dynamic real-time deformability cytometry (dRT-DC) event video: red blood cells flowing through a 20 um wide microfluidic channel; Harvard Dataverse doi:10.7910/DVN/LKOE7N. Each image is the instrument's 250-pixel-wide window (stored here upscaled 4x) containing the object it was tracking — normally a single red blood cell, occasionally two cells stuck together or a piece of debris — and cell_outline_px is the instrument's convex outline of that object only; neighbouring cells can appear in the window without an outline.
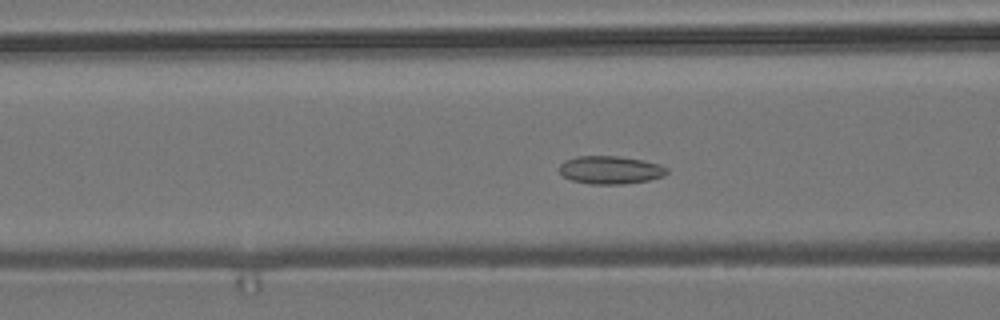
{"species": "common noctule bat (a hibernating species)", "species_latin": "Nyctalus noctula", "temperature_condition": "room temperature", "stored_images_in_passage": 50, "camera_frame_rate_fps": 3000, "um_per_image_px": 0.085, "animal": {"sex": "male", "body_mass_g": 19.2, "forearm_length_mm": 51.8}, "frame": {"image": 1, "passage_image": 20, "time_ms": 6.333, "image_size_px": [1000, 320], "cell_outline_px": [[668, 172], [664, 176], [648, 180], [624, 184], [592, 184], [572, 180], [564, 176], [560, 172], [560, 164], [564, 160], [576, 156], [616, 156], [644, 160], [660, 164], [668, 168]], "centroid_in_image_um": [51.9, 14.44], "position_along_channel_um": 114.7, "area_um2": 17.57}}
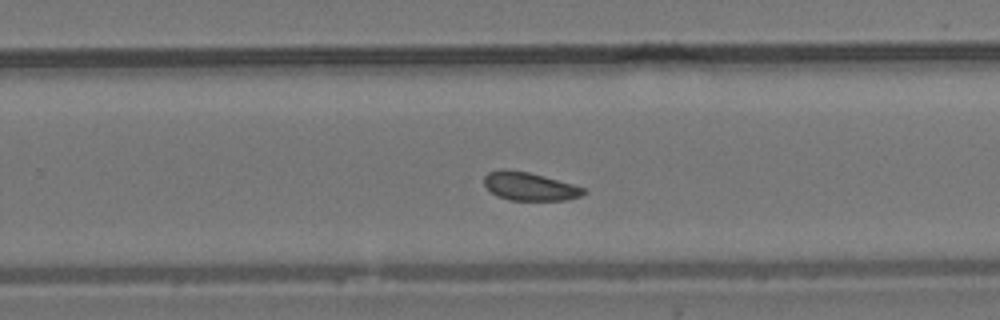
{"frame": {"image": 2, "passage_image": 34, "time_ms": 11.0, "image_size_px": [1000, 320], "cell_outline_px": [[588, 192], [580, 196], [564, 200], [508, 200], [496, 196], [484, 184], [484, 176], [488, 172], [500, 168], [504, 168], [528, 172], [544, 176], [572, 184], [584, 188]], "centroid_in_image_um": [44.98, 15.83], "position_along_channel_um": 284.8, "area_um2": 16.42}}
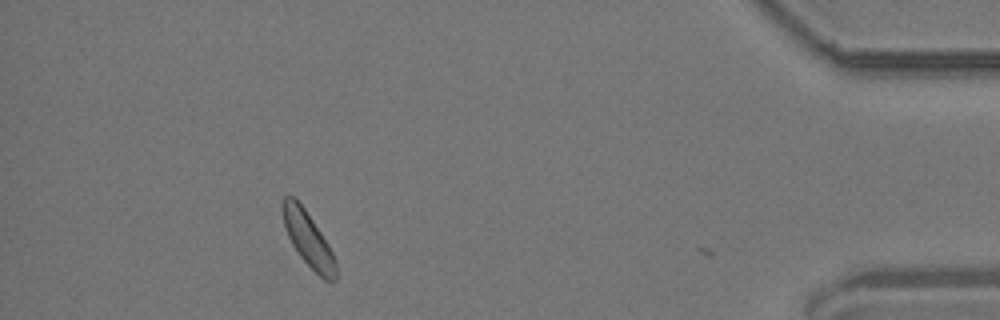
{"frame": {"image": 3, "passage_image": 49, "time_ms": 16.0, "image_size_px": [1000, 320], "cell_outline_px": [[336, 280], [332, 284], [324, 280], [300, 256], [292, 244], [284, 228], [280, 208], [280, 200], [284, 196], [296, 196], [328, 244], [336, 260]], "centroid_in_image_um": [26.15, 20.29], "position_along_channel_um": 409.0, "area_um2": 17.17}, "authors_computed_cell_mechanics": {"area_um2": 16.9932, "velocity_mm_per_s": 3.656, "shape_relaxation_time_tau1_ms": null, "shape_relaxation_time_tau2_ms": 4.8904, "deformation_change_tau1": null, "deformation_change_tau2": 0.0959}}